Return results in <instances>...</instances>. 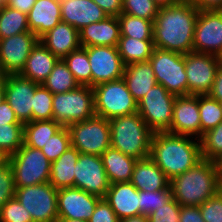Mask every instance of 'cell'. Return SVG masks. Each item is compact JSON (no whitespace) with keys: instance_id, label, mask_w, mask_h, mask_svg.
Wrapping results in <instances>:
<instances>
[{"instance_id":"cell-1","label":"cell","mask_w":222,"mask_h":222,"mask_svg":"<svg viewBox=\"0 0 222 222\" xmlns=\"http://www.w3.org/2000/svg\"><path fill=\"white\" fill-rule=\"evenodd\" d=\"M198 13L188 0L160 7L153 22L154 47L181 54L192 52Z\"/></svg>"},{"instance_id":"cell-2","label":"cell","mask_w":222,"mask_h":222,"mask_svg":"<svg viewBox=\"0 0 222 222\" xmlns=\"http://www.w3.org/2000/svg\"><path fill=\"white\" fill-rule=\"evenodd\" d=\"M149 157L171 180L202 160L200 139L169 132H155Z\"/></svg>"},{"instance_id":"cell-3","label":"cell","mask_w":222,"mask_h":222,"mask_svg":"<svg viewBox=\"0 0 222 222\" xmlns=\"http://www.w3.org/2000/svg\"><path fill=\"white\" fill-rule=\"evenodd\" d=\"M219 181L214 161L202 159L170 180L172 198L181 206H200L217 194Z\"/></svg>"},{"instance_id":"cell-4","label":"cell","mask_w":222,"mask_h":222,"mask_svg":"<svg viewBox=\"0 0 222 222\" xmlns=\"http://www.w3.org/2000/svg\"><path fill=\"white\" fill-rule=\"evenodd\" d=\"M111 147L135 159L150 155L154 132L138 112L109 120Z\"/></svg>"},{"instance_id":"cell-5","label":"cell","mask_w":222,"mask_h":222,"mask_svg":"<svg viewBox=\"0 0 222 222\" xmlns=\"http://www.w3.org/2000/svg\"><path fill=\"white\" fill-rule=\"evenodd\" d=\"M53 120L62 127L79 123L95 115L94 92L90 86L53 94Z\"/></svg>"},{"instance_id":"cell-6","label":"cell","mask_w":222,"mask_h":222,"mask_svg":"<svg viewBox=\"0 0 222 222\" xmlns=\"http://www.w3.org/2000/svg\"><path fill=\"white\" fill-rule=\"evenodd\" d=\"M95 115L110 120L137 112L138 102L127 88L123 78L92 87Z\"/></svg>"},{"instance_id":"cell-7","label":"cell","mask_w":222,"mask_h":222,"mask_svg":"<svg viewBox=\"0 0 222 222\" xmlns=\"http://www.w3.org/2000/svg\"><path fill=\"white\" fill-rule=\"evenodd\" d=\"M71 146L79 153L101 156L111 147L109 120L94 115L69 125Z\"/></svg>"},{"instance_id":"cell-8","label":"cell","mask_w":222,"mask_h":222,"mask_svg":"<svg viewBox=\"0 0 222 222\" xmlns=\"http://www.w3.org/2000/svg\"><path fill=\"white\" fill-rule=\"evenodd\" d=\"M15 187H27L50 181L51 162L40 149L22 145L10 157Z\"/></svg>"},{"instance_id":"cell-9","label":"cell","mask_w":222,"mask_h":222,"mask_svg":"<svg viewBox=\"0 0 222 222\" xmlns=\"http://www.w3.org/2000/svg\"><path fill=\"white\" fill-rule=\"evenodd\" d=\"M157 84L175 96L187 95L184 54L154 48L149 59Z\"/></svg>"},{"instance_id":"cell-10","label":"cell","mask_w":222,"mask_h":222,"mask_svg":"<svg viewBox=\"0 0 222 222\" xmlns=\"http://www.w3.org/2000/svg\"><path fill=\"white\" fill-rule=\"evenodd\" d=\"M175 99L164 86L156 84L138 102L137 112L154 133L167 132L173 119Z\"/></svg>"},{"instance_id":"cell-11","label":"cell","mask_w":222,"mask_h":222,"mask_svg":"<svg viewBox=\"0 0 222 222\" xmlns=\"http://www.w3.org/2000/svg\"><path fill=\"white\" fill-rule=\"evenodd\" d=\"M57 192L49 182L16 187L15 197L30 213L33 222H56L58 219Z\"/></svg>"},{"instance_id":"cell-12","label":"cell","mask_w":222,"mask_h":222,"mask_svg":"<svg viewBox=\"0 0 222 222\" xmlns=\"http://www.w3.org/2000/svg\"><path fill=\"white\" fill-rule=\"evenodd\" d=\"M187 77V95H206L213 83L222 59L215 55L189 52L184 54Z\"/></svg>"},{"instance_id":"cell-13","label":"cell","mask_w":222,"mask_h":222,"mask_svg":"<svg viewBox=\"0 0 222 222\" xmlns=\"http://www.w3.org/2000/svg\"><path fill=\"white\" fill-rule=\"evenodd\" d=\"M193 51L222 56V10H199Z\"/></svg>"},{"instance_id":"cell-14","label":"cell","mask_w":222,"mask_h":222,"mask_svg":"<svg viewBox=\"0 0 222 222\" xmlns=\"http://www.w3.org/2000/svg\"><path fill=\"white\" fill-rule=\"evenodd\" d=\"M92 72V87L123 78L125 65L117 47L90 46L83 47Z\"/></svg>"},{"instance_id":"cell-15","label":"cell","mask_w":222,"mask_h":222,"mask_svg":"<svg viewBox=\"0 0 222 222\" xmlns=\"http://www.w3.org/2000/svg\"><path fill=\"white\" fill-rule=\"evenodd\" d=\"M74 187L104 198L110 182L101 156L80 153L75 165Z\"/></svg>"},{"instance_id":"cell-16","label":"cell","mask_w":222,"mask_h":222,"mask_svg":"<svg viewBox=\"0 0 222 222\" xmlns=\"http://www.w3.org/2000/svg\"><path fill=\"white\" fill-rule=\"evenodd\" d=\"M38 41L31 31L0 39V65L4 74H19Z\"/></svg>"},{"instance_id":"cell-17","label":"cell","mask_w":222,"mask_h":222,"mask_svg":"<svg viewBox=\"0 0 222 222\" xmlns=\"http://www.w3.org/2000/svg\"><path fill=\"white\" fill-rule=\"evenodd\" d=\"M38 85L20 74L4 77L5 100L22 124L32 121L33 96Z\"/></svg>"},{"instance_id":"cell-18","label":"cell","mask_w":222,"mask_h":222,"mask_svg":"<svg viewBox=\"0 0 222 222\" xmlns=\"http://www.w3.org/2000/svg\"><path fill=\"white\" fill-rule=\"evenodd\" d=\"M102 198L84 190L69 187L58 189V218L81 219L88 221Z\"/></svg>"},{"instance_id":"cell-19","label":"cell","mask_w":222,"mask_h":222,"mask_svg":"<svg viewBox=\"0 0 222 222\" xmlns=\"http://www.w3.org/2000/svg\"><path fill=\"white\" fill-rule=\"evenodd\" d=\"M169 133L201 138L199 95L176 96Z\"/></svg>"},{"instance_id":"cell-20","label":"cell","mask_w":222,"mask_h":222,"mask_svg":"<svg viewBox=\"0 0 222 222\" xmlns=\"http://www.w3.org/2000/svg\"><path fill=\"white\" fill-rule=\"evenodd\" d=\"M104 199L119 220L140 215L139 190L131 182L110 184Z\"/></svg>"},{"instance_id":"cell-21","label":"cell","mask_w":222,"mask_h":222,"mask_svg":"<svg viewBox=\"0 0 222 222\" xmlns=\"http://www.w3.org/2000/svg\"><path fill=\"white\" fill-rule=\"evenodd\" d=\"M120 39V24L117 16L91 23L79 30L81 47L112 46L117 47Z\"/></svg>"},{"instance_id":"cell-22","label":"cell","mask_w":222,"mask_h":222,"mask_svg":"<svg viewBox=\"0 0 222 222\" xmlns=\"http://www.w3.org/2000/svg\"><path fill=\"white\" fill-rule=\"evenodd\" d=\"M60 5L61 21L70 24L78 31L108 17V14L92 0H66Z\"/></svg>"},{"instance_id":"cell-23","label":"cell","mask_w":222,"mask_h":222,"mask_svg":"<svg viewBox=\"0 0 222 222\" xmlns=\"http://www.w3.org/2000/svg\"><path fill=\"white\" fill-rule=\"evenodd\" d=\"M39 41L61 60L81 47L79 31L62 21L42 35Z\"/></svg>"},{"instance_id":"cell-24","label":"cell","mask_w":222,"mask_h":222,"mask_svg":"<svg viewBox=\"0 0 222 222\" xmlns=\"http://www.w3.org/2000/svg\"><path fill=\"white\" fill-rule=\"evenodd\" d=\"M130 182L139 191L170 188V179L150 157L137 159Z\"/></svg>"},{"instance_id":"cell-25","label":"cell","mask_w":222,"mask_h":222,"mask_svg":"<svg viewBox=\"0 0 222 222\" xmlns=\"http://www.w3.org/2000/svg\"><path fill=\"white\" fill-rule=\"evenodd\" d=\"M27 18L29 30L40 38L61 22V5L56 0H36Z\"/></svg>"},{"instance_id":"cell-26","label":"cell","mask_w":222,"mask_h":222,"mask_svg":"<svg viewBox=\"0 0 222 222\" xmlns=\"http://www.w3.org/2000/svg\"><path fill=\"white\" fill-rule=\"evenodd\" d=\"M57 61L58 58L38 41L19 74L34 83L42 84L50 75Z\"/></svg>"},{"instance_id":"cell-27","label":"cell","mask_w":222,"mask_h":222,"mask_svg":"<svg viewBox=\"0 0 222 222\" xmlns=\"http://www.w3.org/2000/svg\"><path fill=\"white\" fill-rule=\"evenodd\" d=\"M123 79L128 90L137 102H139L145 94L157 84L149 61L135 62L126 65L123 72Z\"/></svg>"},{"instance_id":"cell-28","label":"cell","mask_w":222,"mask_h":222,"mask_svg":"<svg viewBox=\"0 0 222 222\" xmlns=\"http://www.w3.org/2000/svg\"><path fill=\"white\" fill-rule=\"evenodd\" d=\"M101 159L110 184L130 182L137 159L112 147L101 155Z\"/></svg>"},{"instance_id":"cell-29","label":"cell","mask_w":222,"mask_h":222,"mask_svg":"<svg viewBox=\"0 0 222 222\" xmlns=\"http://www.w3.org/2000/svg\"><path fill=\"white\" fill-rule=\"evenodd\" d=\"M80 153L70 147L57 160L51 162L49 183L56 189L74 187L75 165Z\"/></svg>"},{"instance_id":"cell-30","label":"cell","mask_w":222,"mask_h":222,"mask_svg":"<svg viewBox=\"0 0 222 222\" xmlns=\"http://www.w3.org/2000/svg\"><path fill=\"white\" fill-rule=\"evenodd\" d=\"M62 128L53 119L30 121L24 124L23 144L42 150L50 137L54 136Z\"/></svg>"},{"instance_id":"cell-31","label":"cell","mask_w":222,"mask_h":222,"mask_svg":"<svg viewBox=\"0 0 222 222\" xmlns=\"http://www.w3.org/2000/svg\"><path fill=\"white\" fill-rule=\"evenodd\" d=\"M118 51L123 64L149 61L154 50L153 40H139L133 37H120Z\"/></svg>"},{"instance_id":"cell-32","label":"cell","mask_w":222,"mask_h":222,"mask_svg":"<svg viewBox=\"0 0 222 222\" xmlns=\"http://www.w3.org/2000/svg\"><path fill=\"white\" fill-rule=\"evenodd\" d=\"M42 85L52 94L68 92L79 86L72 72L61 59L55 63L53 70Z\"/></svg>"},{"instance_id":"cell-33","label":"cell","mask_w":222,"mask_h":222,"mask_svg":"<svg viewBox=\"0 0 222 222\" xmlns=\"http://www.w3.org/2000/svg\"><path fill=\"white\" fill-rule=\"evenodd\" d=\"M29 31L27 14L7 5L0 8V39Z\"/></svg>"},{"instance_id":"cell-34","label":"cell","mask_w":222,"mask_h":222,"mask_svg":"<svg viewBox=\"0 0 222 222\" xmlns=\"http://www.w3.org/2000/svg\"><path fill=\"white\" fill-rule=\"evenodd\" d=\"M120 37H133L139 40H153V22L126 13L118 16Z\"/></svg>"},{"instance_id":"cell-35","label":"cell","mask_w":222,"mask_h":222,"mask_svg":"<svg viewBox=\"0 0 222 222\" xmlns=\"http://www.w3.org/2000/svg\"><path fill=\"white\" fill-rule=\"evenodd\" d=\"M63 61L72 72L75 80L80 86L92 87V72L90 68L87 51L80 47L68 54Z\"/></svg>"},{"instance_id":"cell-36","label":"cell","mask_w":222,"mask_h":222,"mask_svg":"<svg viewBox=\"0 0 222 222\" xmlns=\"http://www.w3.org/2000/svg\"><path fill=\"white\" fill-rule=\"evenodd\" d=\"M199 113L201 123V136L208 130L215 128L222 122V109L220 102L209 94L199 95Z\"/></svg>"},{"instance_id":"cell-37","label":"cell","mask_w":222,"mask_h":222,"mask_svg":"<svg viewBox=\"0 0 222 222\" xmlns=\"http://www.w3.org/2000/svg\"><path fill=\"white\" fill-rule=\"evenodd\" d=\"M24 124L0 122V151L10 157L23 145Z\"/></svg>"},{"instance_id":"cell-38","label":"cell","mask_w":222,"mask_h":222,"mask_svg":"<svg viewBox=\"0 0 222 222\" xmlns=\"http://www.w3.org/2000/svg\"><path fill=\"white\" fill-rule=\"evenodd\" d=\"M53 94L42 84L36 87L33 96L32 121L53 119Z\"/></svg>"},{"instance_id":"cell-39","label":"cell","mask_w":222,"mask_h":222,"mask_svg":"<svg viewBox=\"0 0 222 222\" xmlns=\"http://www.w3.org/2000/svg\"><path fill=\"white\" fill-rule=\"evenodd\" d=\"M202 159L214 161L222 154V122L206 131L200 138Z\"/></svg>"},{"instance_id":"cell-40","label":"cell","mask_w":222,"mask_h":222,"mask_svg":"<svg viewBox=\"0 0 222 222\" xmlns=\"http://www.w3.org/2000/svg\"><path fill=\"white\" fill-rule=\"evenodd\" d=\"M139 198L140 215L148 216L170 201L172 199V192L170 188L150 192L139 191Z\"/></svg>"},{"instance_id":"cell-41","label":"cell","mask_w":222,"mask_h":222,"mask_svg":"<svg viewBox=\"0 0 222 222\" xmlns=\"http://www.w3.org/2000/svg\"><path fill=\"white\" fill-rule=\"evenodd\" d=\"M159 5L153 0H122V13L154 21Z\"/></svg>"},{"instance_id":"cell-42","label":"cell","mask_w":222,"mask_h":222,"mask_svg":"<svg viewBox=\"0 0 222 222\" xmlns=\"http://www.w3.org/2000/svg\"><path fill=\"white\" fill-rule=\"evenodd\" d=\"M71 147L70 134L67 127H63L42 148V153L53 162Z\"/></svg>"},{"instance_id":"cell-43","label":"cell","mask_w":222,"mask_h":222,"mask_svg":"<svg viewBox=\"0 0 222 222\" xmlns=\"http://www.w3.org/2000/svg\"><path fill=\"white\" fill-rule=\"evenodd\" d=\"M0 222H33L30 213L14 197L0 209Z\"/></svg>"},{"instance_id":"cell-44","label":"cell","mask_w":222,"mask_h":222,"mask_svg":"<svg viewBox=\"0 0 222 222\" xmlns=\"http://www.w3.org/2000/svg\"><path fill=\"white\" fill-rule=\"evenodd\" d=\"M16 187L10 162L7 160L0 166V209L15 197Z\"/></svg>"},{"instance_id":"cell-45","label":"cell","mask_w":222,"mask_h":222,"mask_svg":"<svg viewBox=\"0 0 222 222\" xmlns=\"http://www.w3.org/2000/svg\"><path fill=\"white\" fill-rule=\"evenodd\" d=\"M181 205L172 198L147 216L148 222H180Z\"/></svg>"},{"instance_id":"cell-46","label":"cell","mask_w":222,"mask_h":222,"mask_svg":"<svg viewBox=\"0 0 222 222\" xmlns=\"http://www.w3.org/2000/svg\"><path fill=\"white\" fill-rule=\"evenodd\" d=\"M199 210L205 222H222V198L218 193L205 200Z\"/></svg>"},{"instance_id":"cell-47","label":"cell","mask_w":222,"mask_h":222,"mask_svg":"<svg viewBox=\"0 0 222 222\" xmlns=\"http://www.w3.org/2000/svg\"><path fill=\"white\" fill-rule=\"evenodd\" d=\"M89 222H120L111 206L102 198L88 220Z\"/></svg>"},{"instance_id":"cell-48","label":"cell","mask_w":222,"mask_h":222,"mask_svg":"<svg viewBox=\"0 0 222 222\" xmlns=\"http://www.w3.org/2000/svg\"><path fill=\"white\" fill-rule=\"evenodd\" d=\"M180 222H205L199 206H181Z\"/></svg>"},{"instance_id":"cell-49","label":"cell","mask_w":222,"mask_h":222,"mask_svg":"<svg viewBox=\"0 0 222 222\" xmlns=\"http://www.w3.org/2000/svg\"><path fill=\"white\" fill-rule=\"evenodd\" d=\"M94 1L108 16H119L122 13V0H92Z\"/></svg>"},{"instance_id":"cell-50","label":"cell","mask_w":222,"mask_h":222,"mask_svg":"<svg viewBox=\"0 0 222 222\" xmlns=\"http://www.w3.org/2000/svg\"><path fill=\"white\" fill-rule=\"evenodd\" d=\"M0 122L7 124H22L17 119L13 109L6 100L0 104Z\"/></svg>"},{"instance_id":"cell-51","label":"cell","mask_w":222,"mask_h":222,"mask_svg":"<svg viewBox=\"0 0 222 222\" xmlns=\"http://www.w3.org/2000/svg\"><path fill=\"white\" fill-rule=\"evenodd\" d=\"M209 95L219 102L222 101V63L218 67L213 87Z\"/></svg>"},{"instance_id":"cell-52","label":"cell","mask_w":222,"mask_h":222,"mask_svg":"<svg viewBox=\"0 0 222 222\" xmlns=\"http://www.w3.org/2000/svg\"><path fill=\"white\" fill-rule=\"evenodd\" d=\"M199 10H222V0H188Z\"/></svg>"},{"instance_id":"cell-53","label":"cell","mask_w":222,"mask_h":222,"mask_svg":"<svg viewBox=\"0 0 222 222\" xmlns=\"http://www.w3.org/2000/svg\"><path fill=\"white\" fill-rule=\"evenodd\" d=\"M36 0H6V5L22 13L28 14Z\"/></svg>"},{"instance_id":"cell-54","label":"cell","mask_w":222,"mask_h":222,"mask_svg":"<svg viewBox=\"0 0 222 222\" xmlns=\"http://www.w3.org/2000/svg\"><path fill=\"white\" fill-rule=\"evenodd\" d=\"M120 222H148V218L145 215H139L122 219Z\"/></svg>"},{"instance_id":"cell-55","label":"cell","mask_w":222,"mask_h":222,"mask_svg":"<svg viewBox=\"0 0 222 222\" xmlns=\"http://www.w3.org/2000/svg\"><path fill=\"white\" fill-rule=\"evenodd\" d=\"M216 170L218 172V176L220 180L222 179V154H220L215 160H214Z\"/></svg>"},{"instance_id":"cell-56","label":"cell","mask_w":222,"mask_h":222,"mask_svg":"<svg viewBox=\"0 0 222 222\" xmlns=\"http://www.w3.org/2000/svg\"><path fill=\"white\" fill-rule=\"evenodd\" d=\"M159 7L170 6L180 2L181 0H153Z\"/></svg>"},{"instance_id":"cell-57","label":"cell","mask_w":222,"mask_h":222,"mask_svg":"<svg viewBox=\"0 0 222 222\" xmlns=\"http://www.w3.org/2000/svg\"><path fill=\"white\" fill-rule=\"evenodd\" d=\"M5 100L4 79L0 80V104Z\"/></svg>"},{"instance_id":"cell-58","label":"cell","mask_w":222,"mask_h":222,"mask_svg":"<svg viewBox=\"0 0 222 222\" xmlns=\"http://www.w3.org/2000/svg\"><path fill=\"white\" fill-rule=\"evenodd\" d=\"M56 222H89L81 219L58 218Z\"/></svg>"},{"instance_id":"cell-59","label":"cell","mask_w":222,"mask_h":222,"mask_svg":"<svg viewBox=\"0 0 222 222\" xmlns=\"http://www.w3.org/2000/svg\"><path fill=\"white\" fill-rule=\"evenodd\" d=\"M7 160H8V157L5 156V154H3V153L0 151V166H1L2 164H4Z\"/></svg>"},{"instance_id":"cell-60","label":"cell","mask_w":222,"mask_h":222,"mask_svg":"<svg viewBox=\"0 0 222 222\" xmlns=\"http://www.w3.org/2000/svg\"><path fill=\"white\" fill-rule=\"evenodd\" d=\"M220 197L222 198V179L218 183V192H217Z\"/></svg>"},{"instance_id":"cell-61","label":"cell","mask_w":222,"mask_h":222,"mask_svg":"<svg viewBox=\"0 0 222 222\" xmlns=\"http://www.w3.org/2000/svg\"><path fill=\"white\" fill-rule=\"evenodd\" d=\"M4 77H5V74H4V72L2 71L1 65H0V80H3Z\"/></svg>"},{"instance_id":"cell-62","label":"cell","mask_w":222,"mask_h":222,"mask_svg":"<svg viewBox=\"0 0 222 222\" xmlns=\"http://www.w3.org/2000/svg\"><path fill=\"white\" fill-rule=\"evenodd\" d=\"M4 5H6V0H0V8Z\"/></svg>"},{"instance_id":"cell-63","label":"cell","mask_w":222,"mask_h":222,"mask_svg":"<svg viewBox=\"0 0 222 222\" xmlns=\"http://www.w3.org/2000/svg\"><path fill=\"white\" fill-rule=\"evenodd\" d=\"M56 1L61 4V3L65 2L66 0H56Z\"/></svg>"}]
</instances>
